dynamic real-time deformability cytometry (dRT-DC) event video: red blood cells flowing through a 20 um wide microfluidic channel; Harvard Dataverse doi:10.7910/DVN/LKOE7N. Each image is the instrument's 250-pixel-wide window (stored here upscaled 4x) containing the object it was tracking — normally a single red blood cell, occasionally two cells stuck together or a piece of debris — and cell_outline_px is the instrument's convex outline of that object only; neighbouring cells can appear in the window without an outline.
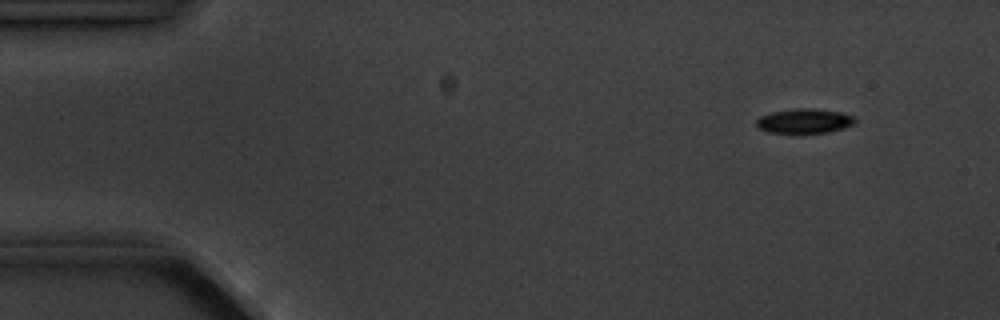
{"species": "common noctule bat (a hibernating species)", "species_latin": "Nyctalus noctula", "temperature_condition": "cold", "stored_images_in_passage": 6, "camera_frame_rate_fps": 3000, "um_per_image_px": 0.085, "animal": {"sex": "male", "body_mass_g": 20.1, "forearm_length_mm": 53.5}, "frame": {"image": 1, "passage_image": 2, "time_ms": 1.0, "image_size_px": [1000, 320], "cell_outline_px": [[856, 124], [844, 128], [828, 132], [796, 136], [768, 132], [756, 128], [756, 120], [760, 116], [772, 112], [796, 108], [812, 108], [840, 112], [852, 116], [856, 120]], "centroid_in_image_um": [68.33, 10.34], "position_along_channel_um": 16.7, "area_um2": 14.91}}
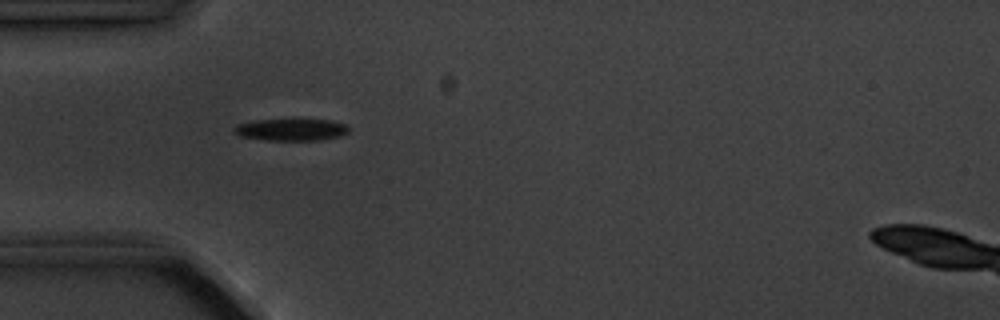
{"frame": {"image": 2, "passage_image": 5, "time_ms": 4.667, "image_size_px": [1000, 320], "cell_outline_px": [[348, 132], [340, 136], [316, 140], [268, 140], [240, 136], [232, 132], [232, 128], [236, 124], [252, 120], [292, 116], [332, 120], [344, 124], [348, 128]], "centroid_in_image_um": [24.69, 10.95], "position_along_channel_um": 60.3, "area_um2": 15.72}}